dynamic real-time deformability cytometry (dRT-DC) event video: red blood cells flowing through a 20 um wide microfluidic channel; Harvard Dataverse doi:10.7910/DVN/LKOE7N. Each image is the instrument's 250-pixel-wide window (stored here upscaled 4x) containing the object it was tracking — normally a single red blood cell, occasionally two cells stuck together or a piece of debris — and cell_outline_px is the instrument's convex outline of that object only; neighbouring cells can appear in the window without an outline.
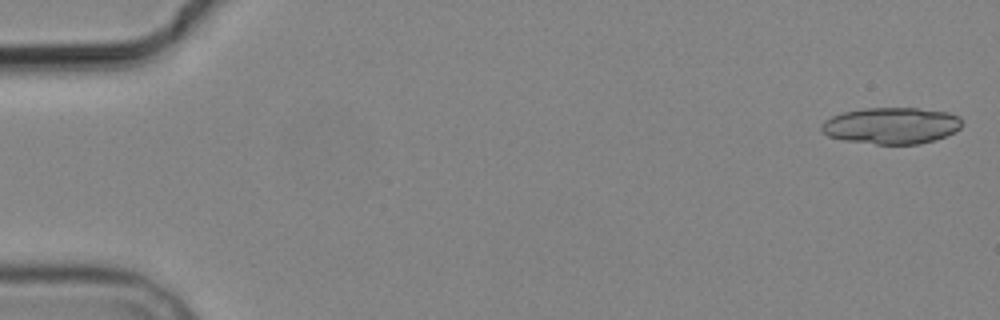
{"species": "common noctule bat (a hibernating species)", "species_latin": "Nyctalus noctula", "temperature_condition": "cold", "stored_images_in_passage": 10, "camera_frame_rate_fps": 3000, "um_per_image_px": 0.085, "animal": {"sex": "male", "body_mass_g": 19.2, "forearm_length_mm": 51.8}, "frame": {"image": 1, "passage_image": 1, "time_ms": 0.0, "image_size_px": [1000, 320], "cell_outline_px": [[960, 128], [936, 140], [920, 144], [876, 144], [844, 140], [828, 136], [820, 132], [820, 124], [824, 120], [832, 116], [844, 112], [864, 108], [916, 108], [948, 112], [960, 116]], "centroid_in_image_um": [75.72, 10.68], "position_along_channel_um": 9.3, "area_um2": 29.94}}
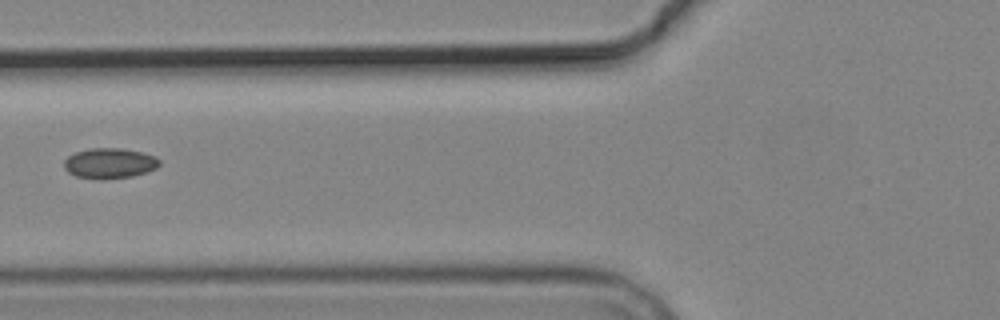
{"frame": {"image": 2, "passage_image": 7, "time_ms": 7.0, "image_size_px": [1000, 320], "cell_outline_px": [[160, 164], [156, 168], [148, 172], [132, 176], [100, 180], [76, 176], [68, 172], [64, 168], [64, 160], [68, 156], [76, 152], [88, 148], [120, 148], [140, 152], [156, 156], [160, 160]], "centroid_in_image_um": [9.31, 13.88], "position_along_channel_um": 116.5, "area_um2": 16.99}}
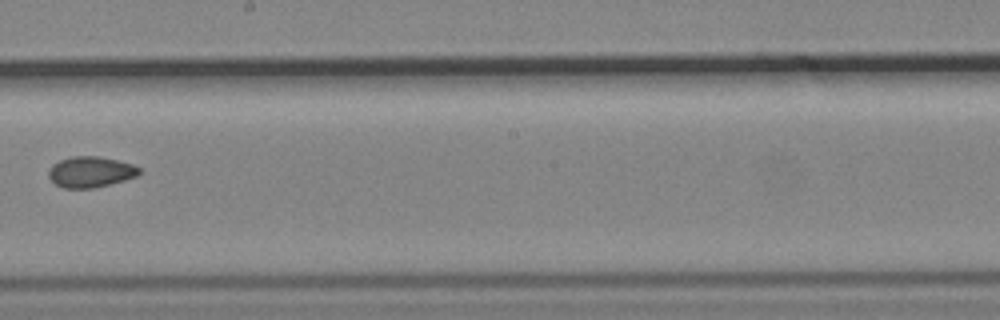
{"frame": {"image": 3, "passage_image": 10, "time_ms": 10.333, "image_size_px": [1000, 320], "cell_outline_px": [[140, 172], [136, 176], [124, 180], [92, 188], [64, 188], [56, 184], [48, 176], [48, 172], [52, 164], [60, 160], [72, 156], [100, 156], [132, 164], [140, 168]], "centroid_in_image_um": [7.68, 14.6], "position_along_channel_um": 240.5, "area_um2": 16.13}}